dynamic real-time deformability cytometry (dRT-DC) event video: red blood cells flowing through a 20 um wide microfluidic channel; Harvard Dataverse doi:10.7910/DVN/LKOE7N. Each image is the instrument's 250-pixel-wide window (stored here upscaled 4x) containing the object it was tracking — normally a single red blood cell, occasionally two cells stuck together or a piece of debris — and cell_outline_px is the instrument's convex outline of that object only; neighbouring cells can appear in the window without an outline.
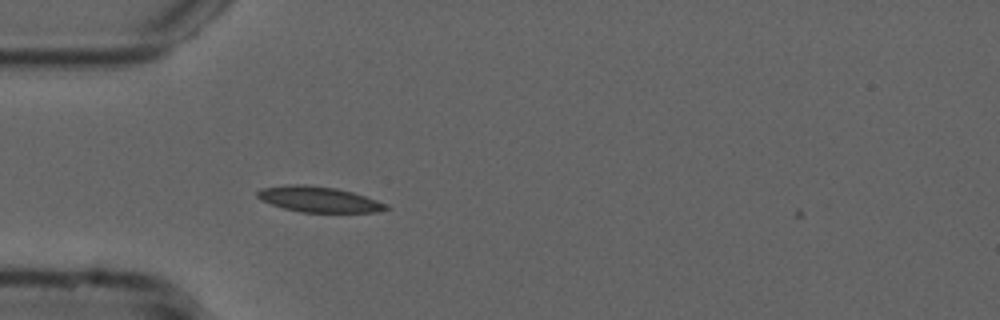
{"species": "common noctule bat (a hibernating species)", "species_latin": "Nyctalus noctula", "temperature_condition": "cold", "stored_images_in_passage": 40, "camera_frame_rate_fps": 3000, "um_per_image_px": 0.085, "animal": {"sex": "male", "forearm_length_mm": 52.5}, "frame": {"image": 1, "passage_image": 1, "time_ms": 0.0, "image_size_px": [1000, 320], "cell_outline_px": [[392, 208], [376, 212], [300, 212], [284, 208], [260, 200], [256, 196], [256, 192], [260, 188], [288, 184], [304, 184], [336, 188], [352, 192], [388, 204]], "centroid_in_image_um": [27.08, 16.94], "position_along_channel_um": 57.9, "area_um2": 19.25}}
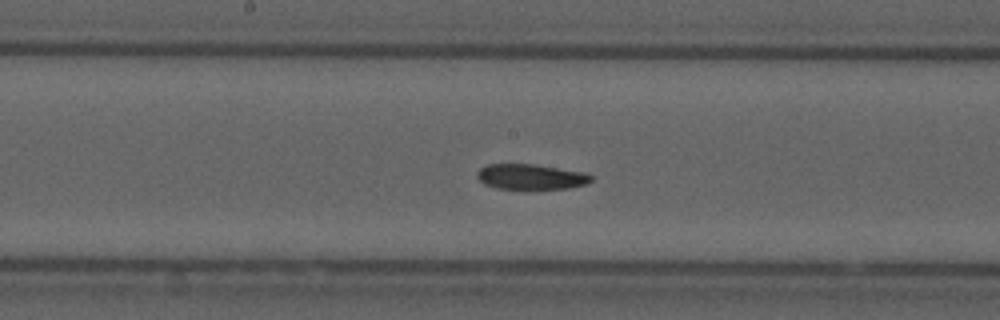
{"frame": {"image": 2, "passage_image": 13, "time_ms": 4.0, "image_size_px": [1000, 320], "cell_outline_px": [[592, 180], [584, 184], [568, 188], [496, 188], [484, 184], [476, 176], [476, 172], [480, 168], [488, 164], [532, 164], [584, 172], [592, 176]], "centroid_in_image_um": [45.08, 15.01], "position_along_channel_um": 203.1, "area_um2": 16.53}}
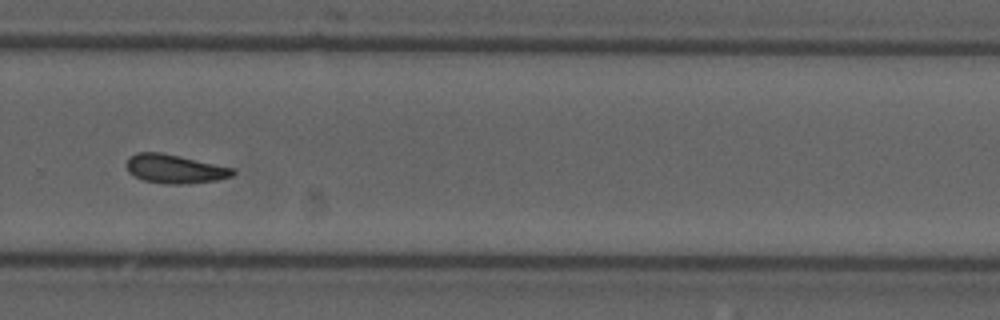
{"frame": {"image": 3, "passage_image": 22, "time_ms": 7.0, "image_size_px": [1000, 320], "cell_outline_px": [[236, 172], [232, 176], [216, 180], [180, 184], [164, 184], [144, 180], [128, 172], [128, 156], [136, 152], [160, 152], [180, 156], [236, 168]], "centroid_in_image_um": [14.88, 14.34], "position_along_channel_um": 314.9, "area_um2": 17.8}, "authors_computed_cell_mechanics": {"area_um2": 17.4845, "velocity_mm_per_s": 3.7463, "shape_relaxation_time_tau1_ms": 9.3038, "shape_relaxation_time_tau2_ms": 6.6873, "deformation_change_tau1": 0.1482, "deformation_change_tau2": 0.1203}}